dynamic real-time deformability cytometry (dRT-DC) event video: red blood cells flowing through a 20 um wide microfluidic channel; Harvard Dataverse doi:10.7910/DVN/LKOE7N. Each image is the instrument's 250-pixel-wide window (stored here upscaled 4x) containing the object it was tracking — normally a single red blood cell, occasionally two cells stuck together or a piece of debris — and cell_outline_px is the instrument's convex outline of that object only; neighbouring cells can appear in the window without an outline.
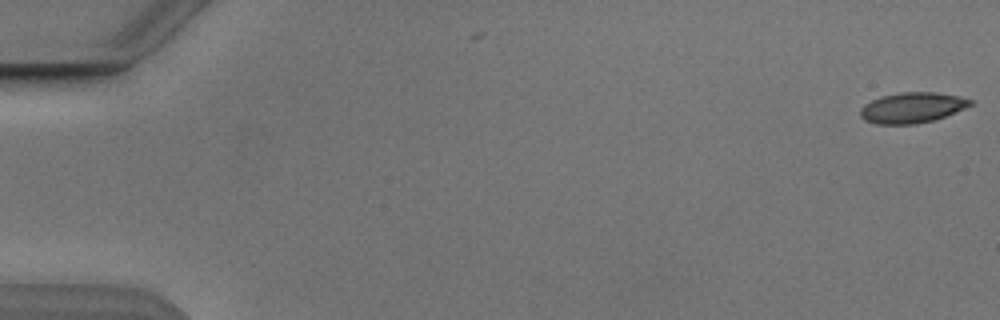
{"species": "Egyptian fruit bat (a non-hibernating species)", "species_latin": "Rousettus aegyptiacus", "temperature_condition": "cold", "stored_images_in_passage": 6, "camera_frame_rate_fps": 3000, "um_per_image_px": 0.085, "animal": {"sex": "male"}, "frame": {"image": 1, "passage_image": 1, "time_ms": 0.0, "image_size_px": [1000, 320], "cell_outline_px": [[972, 104], [964, 108], [936, 120], [916, 124], [876, 124], [864, 120], [860, 116], [860, 108], [864, 104], [880, 96], [900, 92], [936, 92], [960, 96], [972, 100]], "centroid_in_image_um": [77.51, 9.15], "position_along_channel_um": 7.5, "area_um2": 19.71}}
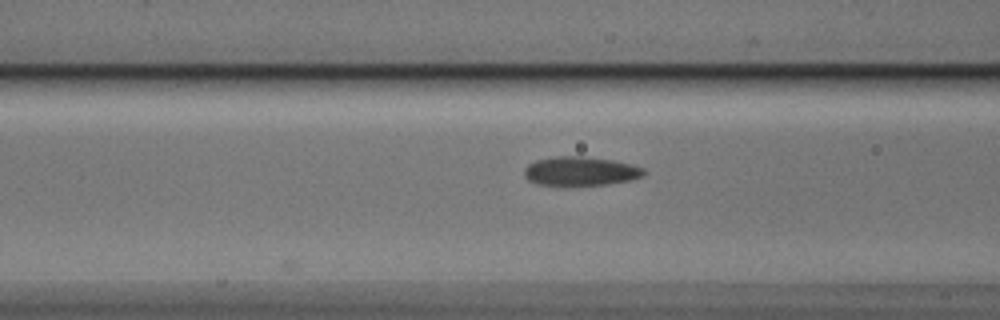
{"frame": {"image": 2, "passage_image": 6, "time_ms": 7.0, "image_size_px": [1000, 320], "cell_outline_px": [[644, 176], [628, 180], [604, 184], [536, 184], [528, 180], [524, 176], [524, 168], [528, 164], [536, 160], [556, 156], [584, 156], [612, 160], [644, 168]], "centroid_in_image_um": [49.3, 14.53], "position_along_channel_um": 117.3, "area_um2": 19.77}}